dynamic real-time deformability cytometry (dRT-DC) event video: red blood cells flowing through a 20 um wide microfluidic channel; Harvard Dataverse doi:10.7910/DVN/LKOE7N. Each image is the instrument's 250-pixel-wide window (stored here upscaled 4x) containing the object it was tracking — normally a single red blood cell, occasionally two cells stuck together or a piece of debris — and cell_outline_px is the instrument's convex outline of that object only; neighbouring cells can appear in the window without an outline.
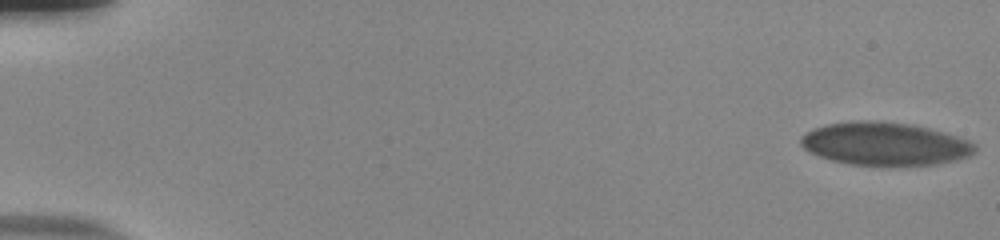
{"species": "human", "species_latin": "Homo sapiens", "temperature_condition": "room temperature", "stored_images_in_passage": 58, "camera_frame_rate_fps": 3000, "um_per_image_px": 0.085, "donor": {"sex": "male"}, "frame": {"image": 1, "passage_image": 1, "time_ms": 0.0, "image_size_px": [1000, 240], "cell_outline_px": [[976, 148], [968, 156], [952, 160], [932, 164], [852, 164], [832, 160], [820, 156], [804, 148], [800, 144], [800, 140], [808, 132], [816, 128], [832, 124], [904, 124], [928, 128], [964, 140], [972, 144]], "centroid_in_image_um": [75.19, 12.27], "position_along_channel_um": 9.8, "area_um2": 40.58}}
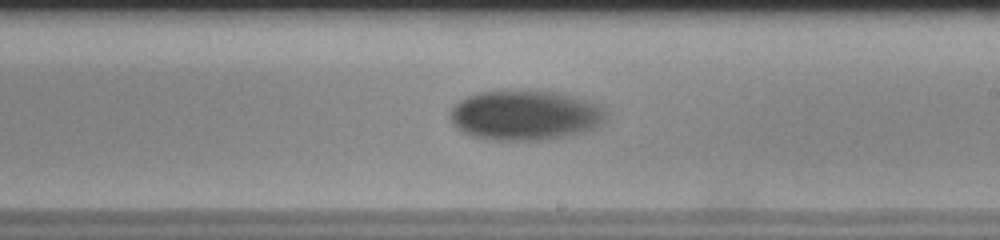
{"frame": {"image": 2, "passage_image": 36, "time_ms": 11.667, "image_size_px": [1000, 240], "cell_outline_px": [[608, 112], [600, 124], [596, 128], [584, 132], [548, 140], [488, 140], [472, 136], [456, 128], [452, 124], [448, 116], [452, 108], [460, 100], [468, 96], [480, 92], [536, 88], [560, 92], [588, 100], [600, 104]], "centroid_in_image_um": [44.66, 9.77], "position_along_channel_um": 244.3, "area_um2": 46.53}}
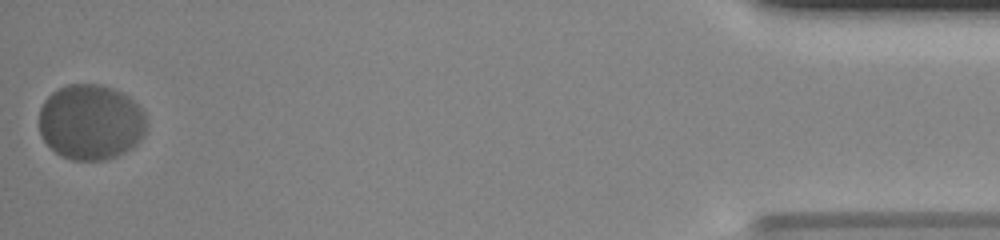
{"frame": {"image": 3, "passage_image": 58, "time_ms": 19.0, "image_size_px": [1000, 240], "cell_outline_px": [[148, 124], [144, 136], [132, 148], [116, 156], [104, 160], [72, 160], [60, 156], [44, 140], [40, 132], [40, 108], [44, 100], [52, 92], [68, 84], [100, 84], [112, 88], [128, 96], [144, 112]], "centroid_in_image_um": [7.73, 10.38], "position_along_channel_um": 427.5, "area_um2": 47.4}}